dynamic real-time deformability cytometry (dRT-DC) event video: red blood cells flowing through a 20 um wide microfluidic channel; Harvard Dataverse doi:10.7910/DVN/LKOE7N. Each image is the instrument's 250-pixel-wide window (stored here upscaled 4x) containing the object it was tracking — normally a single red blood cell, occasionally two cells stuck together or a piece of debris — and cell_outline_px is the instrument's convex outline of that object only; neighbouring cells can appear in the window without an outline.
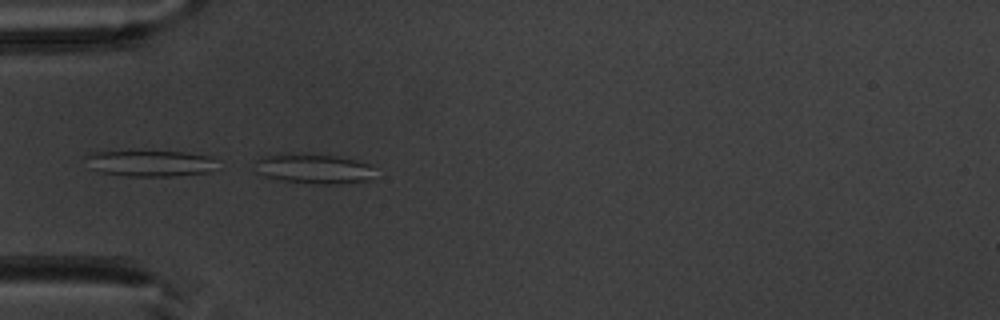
{"species": "common noctule bat (a hibernating species)", "species_latin": "Nyctalus noctula", "temperature_condition": "warm", "stored_images_in_passage": 50, "camera_frame_rate_fps": 3000, "um_per_image_px": 0.085, "animal": {"sex": "male", "body_mass_g": 20.1, "forearm_length_mm": 53.5}, "frame": {"image": 1, "passage_image": 15, "time_ms": 4.667, "image_size_px": [1000, 320], "cell_outline_px": [[364, 164], [360, 180], [292, 180], [272, 176], [264, 160], [280, 156], [328, 156], [352, 160]], "centroid_in_image_um": [26.74, 14.29], "position_along_channel_um": 58.3, "area_um2": 15.03}}
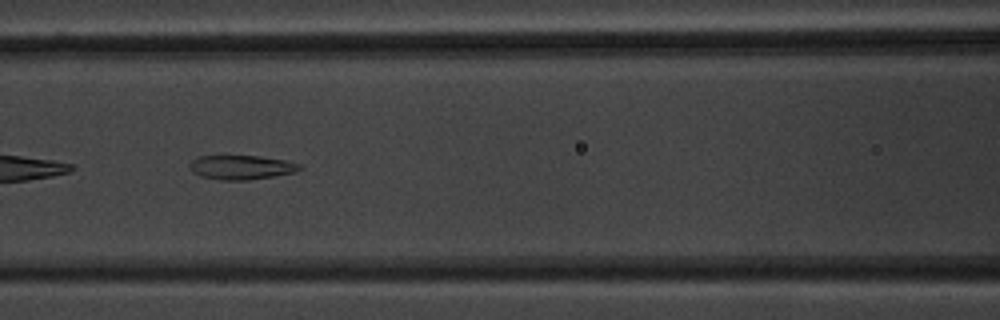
{"frame": {"image": 2, "passage_image": 22, "time_ms": 7.0, "image_size_px": [1000, 320], "cell_outline_px": [[300, 168], [292, 172], [272, 176], [240, 180], [228, 180], [204, 176], [196, 172], [192, 168], [192, 160], [200, 156], [256, 156], [280, 160], [296, 164]], "centroid_in_image_um": [20.48, 14.21], "position_along_channel_um": 146.1, "area_um2": 14.39}}
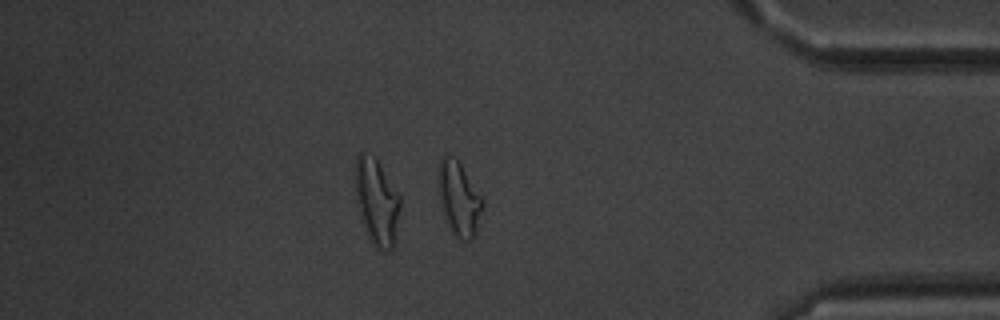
{"frame": {"image": 3, "passage_image": 43, "time_ms": 14.0, "image_size_px": [1000, 320], "cell_outline_px": [[480, 208], [472, 236], [456, 232], [452, 228], [444, 208], [440, 184], [440, 168], [444, 160], [456, 160], [460, 164], [480, 196]], "centroid_in_image_um": [39.03, 16.8], "position_along_channel_um": 396.2, "area_um2": 15.49}, "authors_computed_cell_mechanics": {"area_um2": 15.4615, "velocity_mm_per_s": 3.9636, "shape_relaxation_time_tau1_ms": null, "shape_relaxation_time_tau2_ms": 2.4442, "deformation_change_tau1": null, "deformation_change_tau2": 0.1157}}